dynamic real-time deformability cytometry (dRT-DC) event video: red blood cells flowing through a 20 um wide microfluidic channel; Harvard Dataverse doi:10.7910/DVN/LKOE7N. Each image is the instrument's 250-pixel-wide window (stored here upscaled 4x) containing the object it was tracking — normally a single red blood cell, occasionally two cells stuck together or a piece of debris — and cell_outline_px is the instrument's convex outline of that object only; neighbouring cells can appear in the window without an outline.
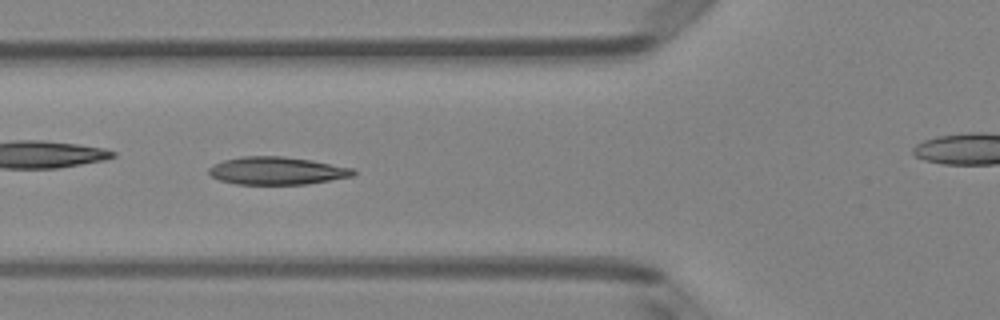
{"species": "Egyptian fruit bat (a non-hibernating species)", "species_latin": "Rousettus aegyptiacus", "temperature_condition": "room temperature", "stored_images_in_passage": 51, "camera_frame_rate_fps": 3000, "um_per_image_px": 0.085, "animal": {"sex": "female"}, "frame": {"image": 1, "passage_image": 18, "time_ms": 5.667, "image_size_px": [1000, 320], "cell_outline_px": [[356, 172], [352, 176], [308, 184], [236, 184], [220, 180], [212, 176], [208, 172], [208, 168], [212, 164], [224, 160], [240, 156], [284, 156], [312, 160], [352, 168]], "centroid_in_image_um": [23.5, 14.51], "position_along_channel_um": 102.3, "area_um2": 23.35}}
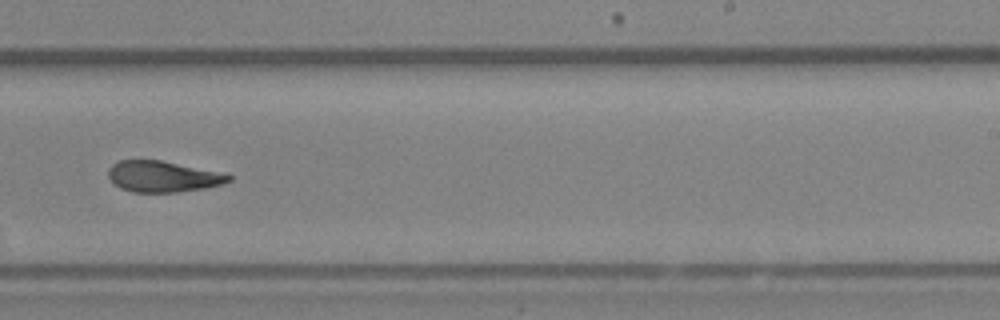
{"frame": {"image": 2, "passage_image": 31, "time_ms": 10.0, "image_size_px": [1000, 320], "cell_outline_px": [[232, 180], [224, 184], [204, 188], [176, 192], [132, 192], [120, 188], [108, 176], [108, 168], [112, 164], [120, 160], [160, 160], [228, 172], [232, 176]], "centroid_in_image_um": [13.92, 14.99], "position_along_channel_um": 275.1, "area_um2": 22.14}}
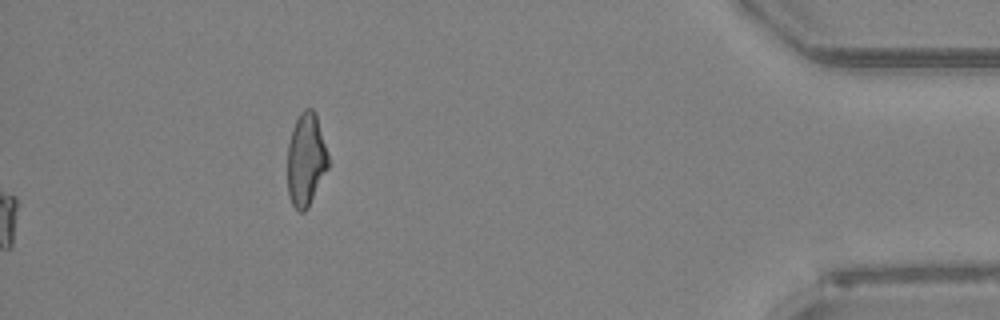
{"frame": {"image": 3, "passage_image": 51, "time_ms": 16.667, "image_size_px": [1000, 320], "cell_outline_px": [[328, 168], [308, 208], [304, 212], [300, 212], [292, 204], [288, 192], [288, 144], [292, 128], [300, 112], [304, 108], [312, 108], [316, 112], [328, 152]], "centroid_in_image_um": [26.02, 13.54], "position_along_channel_um": 409.2, "area_um2": 22.2}, "authors_computed_cell_mechanics": {"area_um2": 22.831, "velocity_mm_per_s": 4.0234, "shape_relaxation_time_tau1_ms": null, "shape_relaxation_time_tau2_ms": 3.1296, "deformation_change_tau1": null, "deformation_change_tau2": 0.0875}}